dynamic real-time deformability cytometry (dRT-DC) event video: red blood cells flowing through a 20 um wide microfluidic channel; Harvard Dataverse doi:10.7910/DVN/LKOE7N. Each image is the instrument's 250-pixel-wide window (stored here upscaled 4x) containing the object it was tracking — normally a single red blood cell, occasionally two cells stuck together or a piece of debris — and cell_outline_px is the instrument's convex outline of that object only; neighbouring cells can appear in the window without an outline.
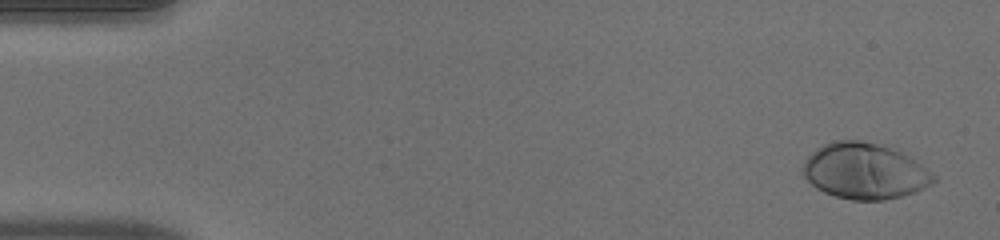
{"species": "human", "species_latin": "Homo sapiens", "temperature_condition": "warm", "stored_images_in_passage": 49, "camera_frame_rate_fps": 3000, "um_per_image_px": 0.085, "donor": {"sex": "male"}, "frame": {"image": 1, "passage_image": 1, "time_ms": 0.0, "image_size_px": [1000, 240], "cell_outline_px": [[936, 180], [932, 184], [924, 188], [904, 196], [884, 200], [852, 200], [836, 196], [824, 192], [816, 188], [804, 176], [804, 164], [808, 156], [816, 148], [824, 144], [836, 140], [860, 140], [892, 148], [908, 156], [920, 164], [936, 176]], "centroid_in_image_um": [73.51, 14.55], "position_along_channel_um": 11.5, "area_um2": 42.25}}
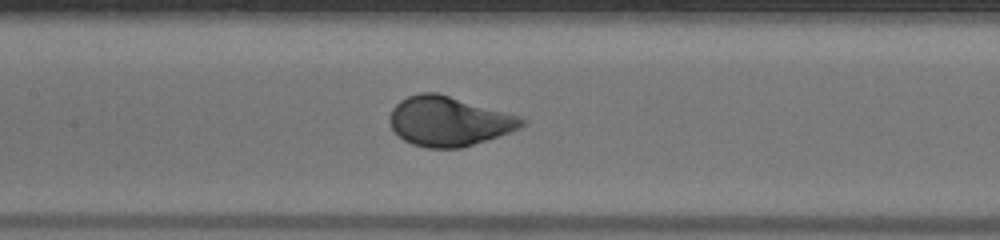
{"frame": {"image": 2, "passage_image": 23, "time_ms": 7.333, "image_size_px": [1000, 240], "cell_outline_px": [[528, 120], [520, 128], [460, 148], [424, 148], [412, 144], [404, 140], [392, 128], [388, 120], [388, 116], [392, 108], [400, 100], [408, 96], [420, 92], [436, 92], [520, 116]], "centroid_in_image_um": [38.11, 10.3], "position_along_channel_um": 169.3, "area_um2": 37.92}}
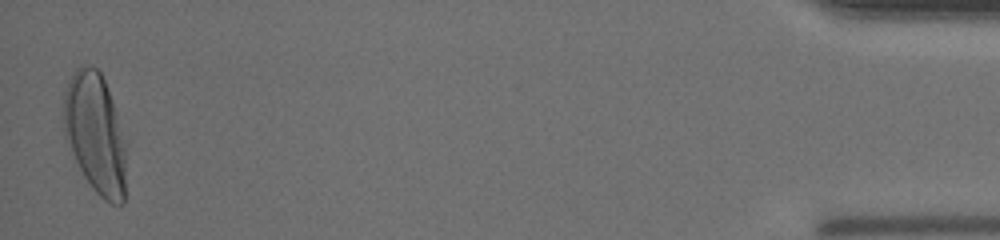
{"frame": {"image": 3, "passage_image": 49, "time_ms": 16.0, "image_size_px": [1000, 240], "cell_outline_px": [[124, 204], [112, 204], [104, 200], [92, 188], [84, 176], [64, 136], [64, 92], [72, 72], [80, 64], [88, 64], [96, 68], [100, 72], [104, 80], [112, 100], [124, 148]], "centroid_in_image_um": [8.05, 11.3], "position_along_channel_um": 427.1, "area_um2": 42.89}, "authors_computed_cell_mechanics": {"area_um2": 38.5526, "velocity_mm_per_s": 4.0143, "shape_relaxation_time_tau1_ms": 2.5983, "shape_relaxation_time_tau2_ms": null, "deformation_change_tau1": 0.1891, "deformation_change_tau2": null}}